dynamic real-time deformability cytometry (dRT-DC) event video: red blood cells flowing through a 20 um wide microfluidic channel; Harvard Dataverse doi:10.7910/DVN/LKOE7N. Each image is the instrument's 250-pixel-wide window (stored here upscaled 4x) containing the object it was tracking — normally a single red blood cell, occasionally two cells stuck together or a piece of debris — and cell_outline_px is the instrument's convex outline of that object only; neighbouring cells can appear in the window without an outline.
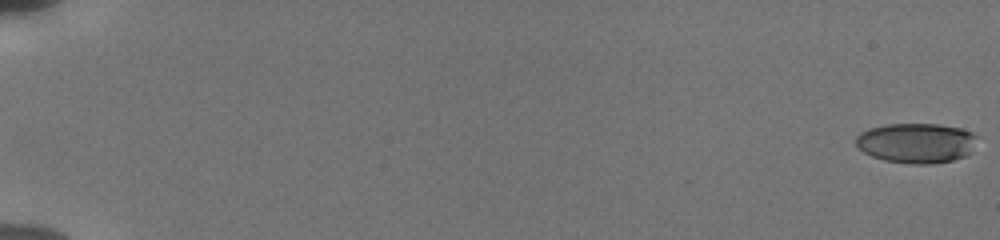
{"species": "human", "species_latin": "Homo sapiens", "temperature_condition": "cold", "stored_images_in_passage": 56, "camera_frame_rate_fps": 3000, "um_per_image_px": 0.085, "donor": {"sex": "male"}, "frame": {"image": 1, "passage_image": 1, "time_ms": 0.0, "image_size_px": [1000, 240], "cell_outline_px": [[976, 136], [972, 152], [968, 156], [952, 160], [932, 164], [912, 164], [884, 160], [872, 156], [856, 148], [856, 136], [860, 132], [868, 128], [888, 124], [936, 124], [960, 128], [972, 132]], "centroid_in_image_um": [77.87, 12.16], "position_along_channel_um": 7.1, "area_um2": 28.44}}
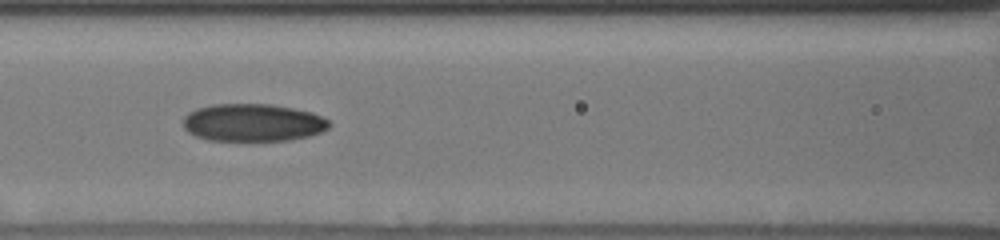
{"frame": {"image": 2, "passage_image": 28, "time_ms": 9.0, "image_size_px": [1000, 240], "cell_outline_px": [[332, 124], [328, 128], [320, 132], [308, 136], [288, 140], [208, 140], [196, 136], [188, 132], [184, 128], [184, 116], [188, 112], [196, 108], [212, 104], [272, 104], [312, 112], [328, 120]], "centroid_in_image_um": [21.48, 10.41], "position_along_channel_um": 145.1, "area_um2": 31.96}}
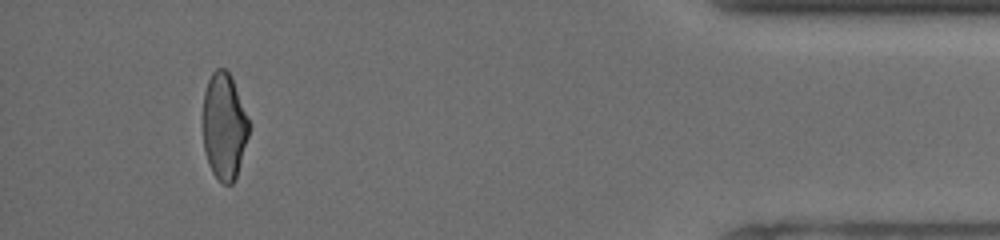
{"frame": {"image": 3, "passage_image": 53, "time_ms": 17.333, "image_size_px": [1000, 240], "cell_outline_px": [[252, 124], [236, 176], [232, 184], [224, 184], [212, 172], [208, 164], [204, 152], [200, 124], [204, 92], [208, 80], [212, 72], [216, 68], [224, 68], [228, 72], [232, 80]], "centroid_in_image_um": [19.02, 10.72], "position_along_channel_um": 416.2, "area_um2": 29.3}, "authors_computed_cell_mechanics": {"area_um2": 30.056, "velocity_mm_per_s": 3.8552, "shape_relaxation_time_tau1_ms": 6.6458, "shape_relaxation_time_tau2_ms": 2.7366, "deformation_change_tau1": 0.1645, "deformation_change_tau2": 0.0888}}